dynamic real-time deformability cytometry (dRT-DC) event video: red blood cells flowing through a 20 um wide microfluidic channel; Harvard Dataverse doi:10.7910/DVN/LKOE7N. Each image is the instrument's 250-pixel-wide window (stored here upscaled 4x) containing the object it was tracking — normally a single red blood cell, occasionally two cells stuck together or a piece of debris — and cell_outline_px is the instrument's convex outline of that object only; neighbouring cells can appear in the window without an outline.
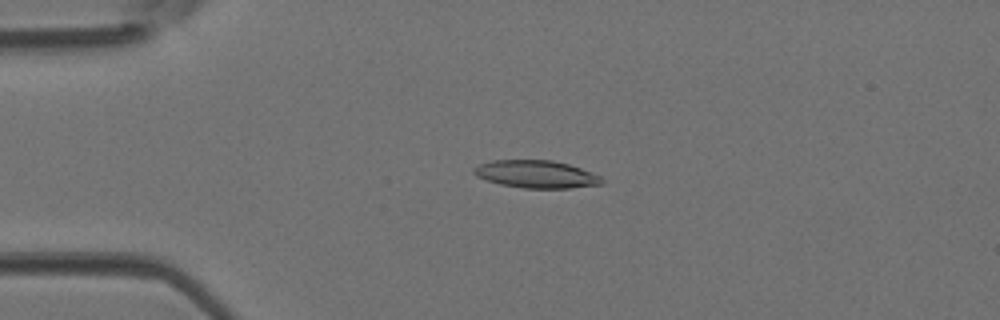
{"species": "Egyptian fruit bat (a non-hibernating species)", "species_latin": "Rousettus aegyptiacus", "temperature_condition": "room temperature", "stored_images_in_passage": 41, "camera_frame_rate_fps": 3000, "um_per_image_px": 0.085, "animal": {"sex": "female"}, "frame": {"image": 1, "passage_image": 6, "time_ms": 1.667, "image_size_px": [1000, 320], "cell_outline_px": [[604, 180], [600, 184], [572, 188], [524, 188], [500, 184], [476, 176], [472, 172], [472, 168], [480, 164], [492, 160], [552, 160], [568, 164], [580, 168], [600, 176]], "centroid_in_image_um": [45.55, 14.8], "position_along_channel_um": 39.4, "area_um2": 20.46}}
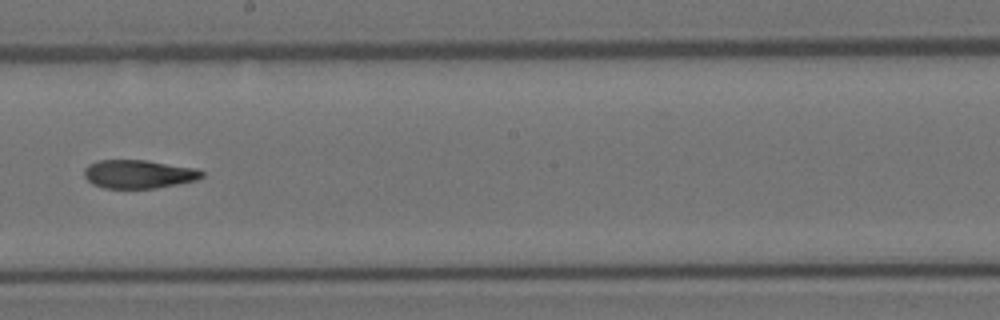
{"frame": {"image": 2, "passage_image": 21, "time_ms": 6.667, "image_size_px": [1000, 320], "cell_outline_px": [[204, 176], [196, 180], [156, 188], [104, 188], [92, 184], [84, 176], [84, 168], [88, 164], [100, 160], [144, 160], [196, 168], [204, 172]], "centroid_in_image_um": [11.77, 14.8], "position_along_channel_um": 236.4, "area_um2": 19.48}}
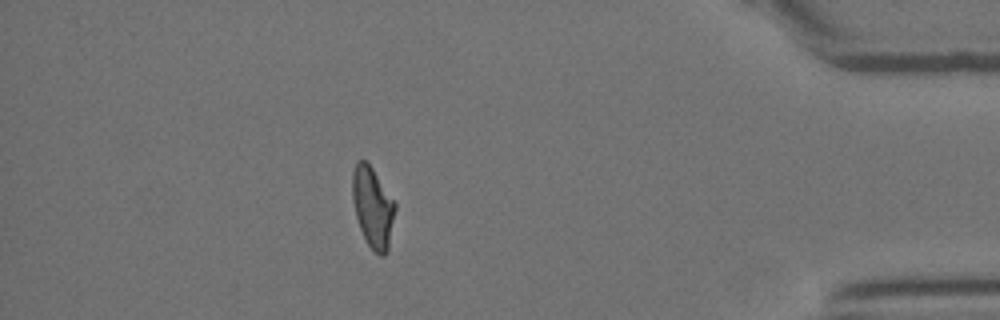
{"frame": {"image": 3, "passage_image": 35, "time_ms": 11.333, "image_size_px": [1000, 320], "cell_outline_px": [[396, 208], [388, 248], [384, 256], [380, 256], [368, 244], [360, 228], [356, 216], [352, 196], [352, 172], [356, 160], [364, 160], [372, 168], [396, 204]], "centroid_in_image_um": [31.67, 17.6], "position_along_channel_um": 403.5, "area_um2": 19.77}}